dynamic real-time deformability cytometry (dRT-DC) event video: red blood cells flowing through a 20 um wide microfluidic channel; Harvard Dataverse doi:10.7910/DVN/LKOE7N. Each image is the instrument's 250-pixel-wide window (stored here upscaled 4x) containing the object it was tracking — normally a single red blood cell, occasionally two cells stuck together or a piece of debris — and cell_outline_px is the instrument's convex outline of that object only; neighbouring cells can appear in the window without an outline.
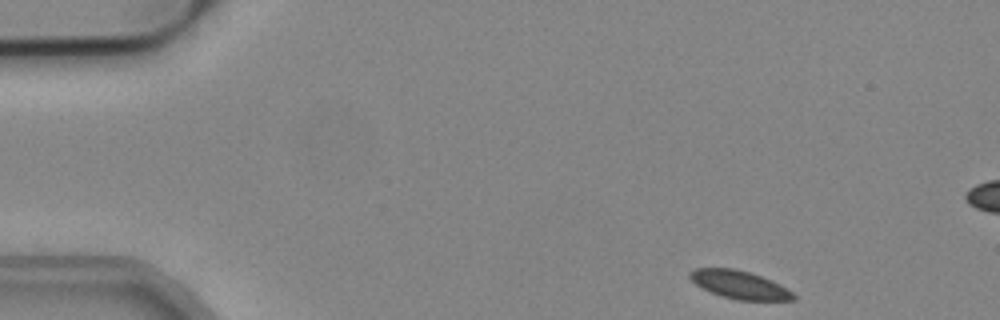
{"species": "common noctule bat (a hibernating species)", "species_latin": "Nyctalus noctula", "temperature_condition": "cold", "stored_images_in_passage": 13, "camera_frame_rate_fps": 3000, "um_per_image_px": 0.085, "animal": {"sex": "male", "body_mass_g": 19.2, "forearm_length_mm": 51.8}, "frame": {"image": 1, "passage_image": 1, "time_ms": 0.0, "image_size_px": [1000, 320], "cell_outline_px": [[796, 300], [740, 300], [720, 296], [696, 284], [688, 276], [688, 272], [696, 268], [732, 268], [748, 272], [760, 276], [792, 292], [796, 296]], "centroid_in_image_um": [62.81, 24.2], "position_along_channel_um": 22.2, "area_um2": 16.47}}